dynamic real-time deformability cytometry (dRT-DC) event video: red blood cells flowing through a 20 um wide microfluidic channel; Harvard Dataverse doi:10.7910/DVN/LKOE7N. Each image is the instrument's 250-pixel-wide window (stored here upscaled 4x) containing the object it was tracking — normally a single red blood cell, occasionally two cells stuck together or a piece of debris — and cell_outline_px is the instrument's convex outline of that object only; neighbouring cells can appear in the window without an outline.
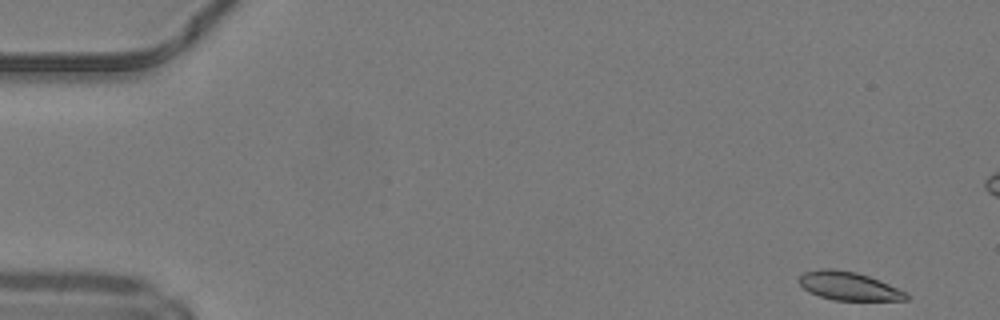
{"species": "common noctule bat (a hibernating species)", "species_latin": "Nyctalus noctula", "temperature_condition": "warm", "stored_images_in_passage": 48, "camera_frame_rate_fps": 3000, "um_per_image_px": 0.085, "animal": {"sex": "male", "body_mass_g": 19.2, "forearm_length_mm": 51.8}, "frame": {"image": 1, "passage_image": 1, "time_ms": 0.0, "image_size_px": [1000, 320], "cell_outline_px": [[912, 296], [908, 300], [832, 300], [808, 292], [800, 284], [800, 276], [804, 272], [820, 268], [832, 268], [856, 272], [880, 280], [908, 292]], "centroid_in_image_um": [72.19, 24.31], "position_along_channel_um": 12.8, "area_um2": 17.92}}
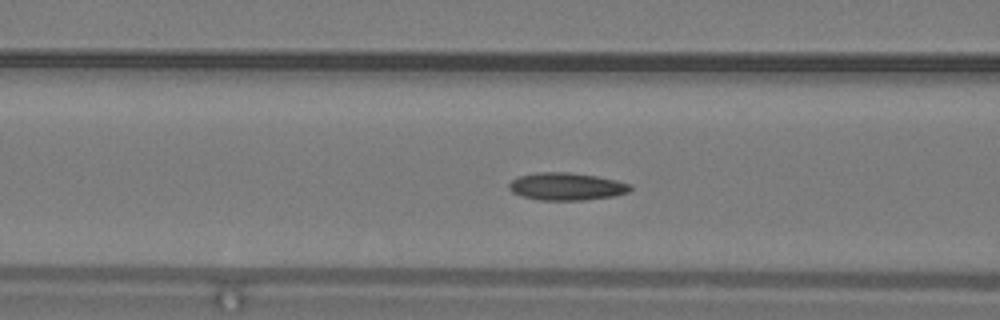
{"frame": {"image": 2, "passage_image": 18, "time_ms": 5.667, "image_size_px": [1000, 320], "cell_outline_px": [[632, 188], [628, 192], [616, 196], [584, 200], [540, 200], [520, 196], [512, 192], [508, 188], [508, 184], [512, 180], [520, 176], [536, 172], [568, 172], [596, 176], [616, 180], [632, 184]], "centroid_in_image_um": [48.16, 15.85], "position_along_channel_um": 118.4, "area_um2": 19.59}}
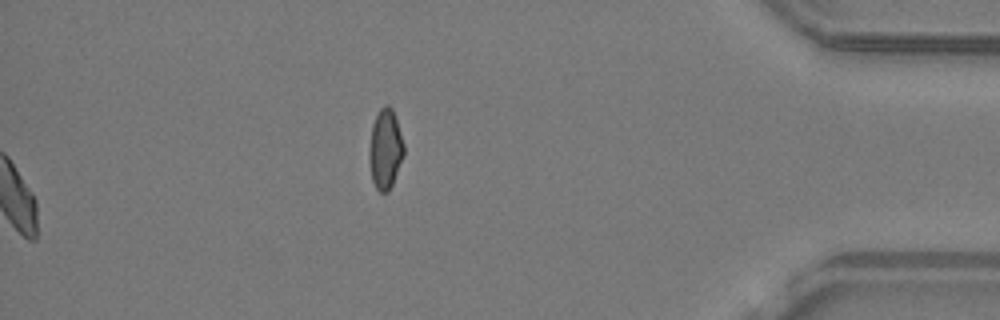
{"frame": {"image": 3, "passage_image": 48, "time_ms": 15.667, "image_size_px": [1000, 320], "cell_outline_px": [[404, 152], [392, 184], [388, 192], [380, 192], [376, 188], [372, 180], [368, 156], [368, 152], [372, 124], [380, 108], [384, 104], [388, 104], [392, 108], [404, 144]], "centroid_in_image_um": [32.72, 12.65], "position_along_channel_um": 402.5, "area_um2": 16.01}, "authors_computed_cell_mechanics": {"area_um2": 18.5249, "velocity_mm_per_s": 4.218, "shape_relaxation_time_tau1_ms": 9.7185, "shape_relaxation_time_tau2_ms": 3.6515, "deformation_change_tau1": 0.204, "deformation_change_tau2": 0.0806}}